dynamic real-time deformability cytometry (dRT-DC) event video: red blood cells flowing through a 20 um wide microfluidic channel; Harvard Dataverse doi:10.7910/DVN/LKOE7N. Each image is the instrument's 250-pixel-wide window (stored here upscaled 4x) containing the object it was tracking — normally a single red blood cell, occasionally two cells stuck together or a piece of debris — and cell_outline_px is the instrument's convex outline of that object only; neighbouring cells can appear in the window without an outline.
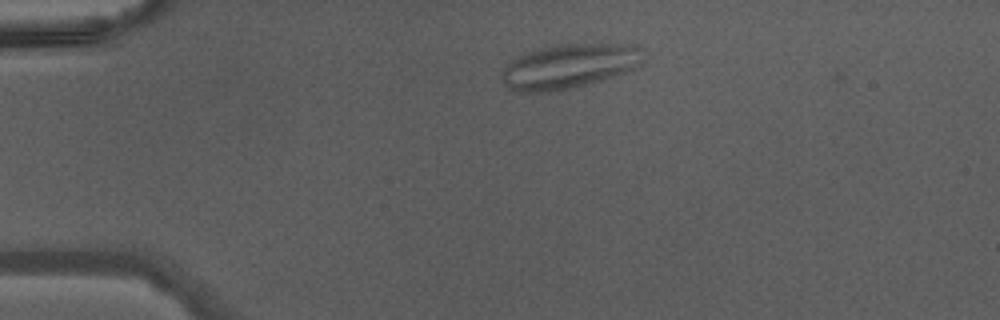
{"species": "Egyptian fruit bat (a non-hibernating species)", "species_latin": "Rousettus aegyptiacus", "temperature_condition": "warm", "stored_images_in_passage": 36, "camera_frame_rate_fps": 3000, "um_per_image_px": 0.085, "animal": {"sex": "male"}, "frame": {"image": 1, "passage_image": 1, "time_ms": 0.0, "image_size_px": [1000, 320], "cell_outline_px": [[644, 60], [632, 68], [624, 72], [612, 76], [572, 88], [548, 92], [516, 92], [500, 80], [500, 72], [512, 60], [524, 52], [536, 48], [560, 44], [632, 44], [644, 48]], "centroid_in_image_um": [48.34, 5.61], "position_along_channel_um": 36.7, "area_um2": 36.76}}
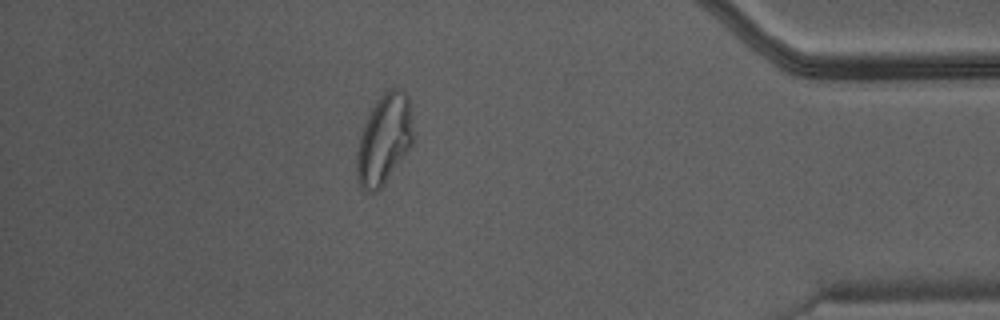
{"frame": {"image": 2, "passage_image": 31, "time_ms": 10.0, "image_size_px": [1000, 320], "cell_outline_px": [[412, 144], [384, 184], [376, 192], [368, 192], [360, 184], [356, 176], [356, 152], [360, 136], [364, 124], [376, 100], [388, 88], [396, 88], [404, 92], [408, 96], [412, 132]], "centroid_in_image_um": [32.62, 11.85], "position_along_channel_um": 402.6, "area_um2": 29.13}}